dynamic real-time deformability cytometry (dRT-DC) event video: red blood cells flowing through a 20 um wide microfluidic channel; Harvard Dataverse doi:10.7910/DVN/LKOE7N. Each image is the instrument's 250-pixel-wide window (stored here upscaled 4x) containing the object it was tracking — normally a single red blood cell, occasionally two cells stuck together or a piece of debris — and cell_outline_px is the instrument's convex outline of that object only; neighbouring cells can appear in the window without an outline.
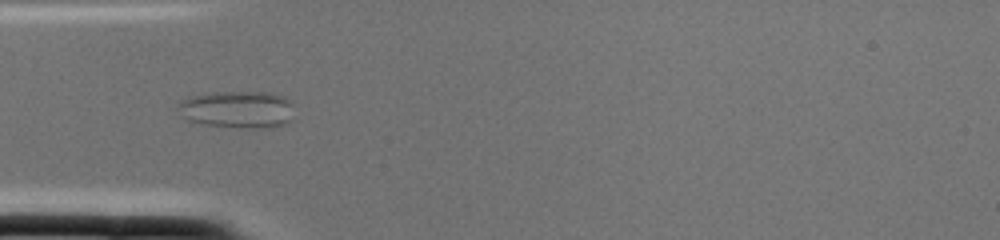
{"species": "common noctule bat (a hibernating species)", "species_latin": "Nyctalus noctula", "temperature_condition": "cold", "stored_images_in_passage": 2, "camera_frame_rate_fps": 3000, "um_per_image_px": 0.085, "animal": {"sex": "female", "body_mass_g": 22.0, "forearm_length_mm": 56.7}, "frame": {"image": 1, "passage_image": 2, "time_ms": 0.333, "image_size_px": [1000, 240], "cell_outline_px": [[292, 120], [284, 124], [268, 128], [248, 128], [200, 124], [188, 120], [176, 108], [176, 104], [180, 100], [192, 96], [212, 92], [268, 92], [288, 96], [292, 104]], "centroid_in_image_um": [20.2, 9.29], "position_along_channel_um": 64.8, "area_um2": 25.55}}